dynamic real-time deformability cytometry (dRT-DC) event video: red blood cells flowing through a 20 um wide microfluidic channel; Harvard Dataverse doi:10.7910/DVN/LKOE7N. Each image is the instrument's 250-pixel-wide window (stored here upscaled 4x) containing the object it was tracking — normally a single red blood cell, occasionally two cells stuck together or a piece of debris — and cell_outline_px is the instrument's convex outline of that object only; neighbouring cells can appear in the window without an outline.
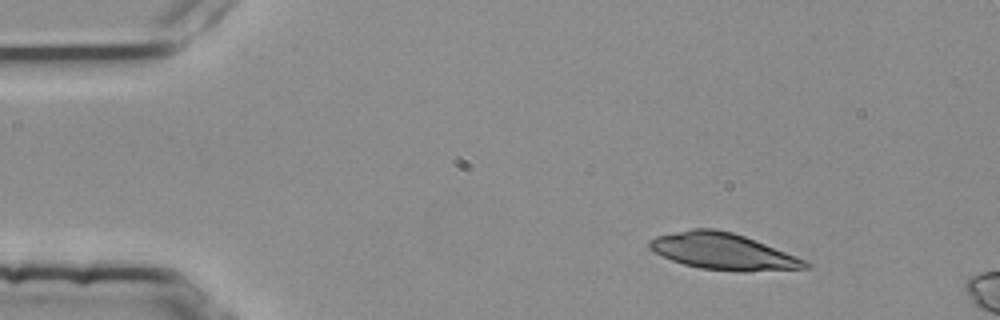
{"species": "common noctule bat (a hibernating species)", "species_latin": "Nyctalus noctula", "temperature_condition": "room temperature", "stored_images_in_passage": 45, "camera_frame_rate_fps": 3000, "um_per_image_px": 0.085, "animal": {"sex": "female", "body_mass_g": 25.1}, "frame": {"image": 1, "passage_image": 6, "time_ms": 1.667, "image_size_px": [1000, 320], "cell_outline_px": [[808, 268], [744, 272], [700, 268], [684, 264], [672, 260], [648, 248], [648, 240], [656, 236], [692, 228], [712, 228], [732, 232], [744, 236], [804, 260], [808, 264]], "centroid_in_image_um": [61.39, 21.37], "position_along_channel_um": 23.6, "area_um2": 32.54}}
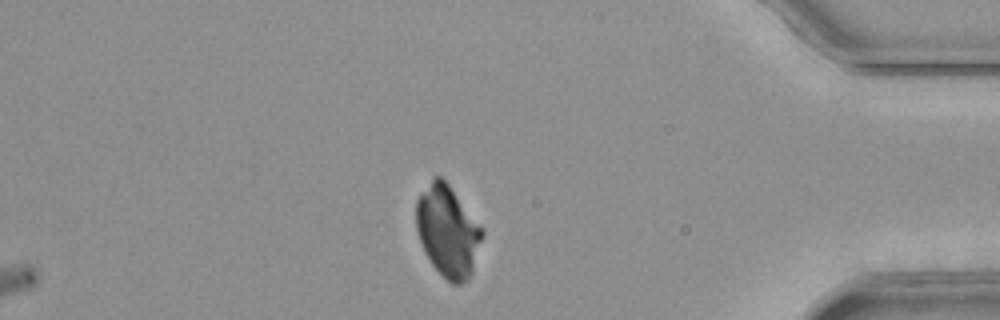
{"frame": {"image": 2, "passage_image": 45, "time_ms": 14.667, "image_size_px": [1000, 320], "cell_outline_px": [[484, 236], [472, 272], [468, 280], [460, 284], [452, 284], [432, 264], [424, 252], [416, 228], [416, 200], [432, 176], [440, 176], [448, 184], [484, 228]], "centroid_in_image_um": [38.07, 19.63], "position_along_channel_um": 397.1, "area_um2": 35.2}}